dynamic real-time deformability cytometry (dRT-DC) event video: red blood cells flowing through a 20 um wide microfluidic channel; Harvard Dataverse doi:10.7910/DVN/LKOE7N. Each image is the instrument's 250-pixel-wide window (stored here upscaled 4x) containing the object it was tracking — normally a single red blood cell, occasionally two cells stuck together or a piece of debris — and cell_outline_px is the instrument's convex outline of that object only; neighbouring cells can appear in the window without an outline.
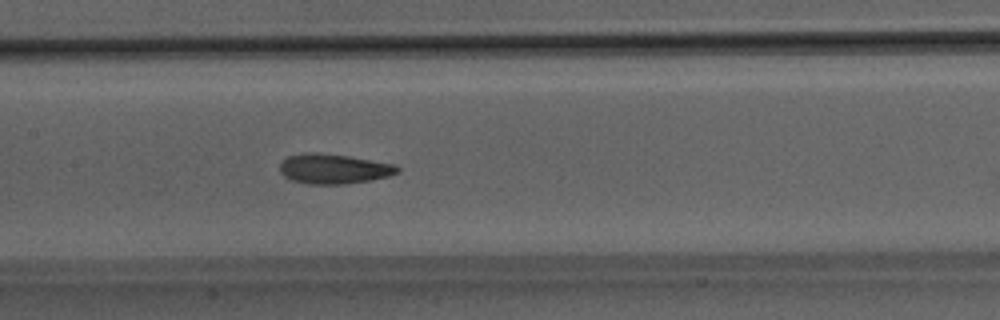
{"species": "Egyptian fruit bat (a non-hibernating species)", "species_latin": "Rousettus aegyptiacus", "temperature_condition": "room temperature", "stored_images_in_passage": 51, "camera_frame_rate_fps": 3000, "um_per_image_px": 0.085, "animal": {"sex": "male"}, "frame": {"image": 1, "passage_image": 25, "time_ms": 8.0, "image_size_px": [1000, 320], "cell_outline_px": [[400, 172], [388, 176], [372, 180], [344, 184], [308, 184], [292, 180], [284, 176], [280, 172], [280, 164], [288, 156], [304, 152], [312, 152], [348, 156], [392, 164], [400, 168]], "centroid_in_image_um": [28.35, 14.36], "position_along_channel_um": 179.1, "area_um2": 20.35}}
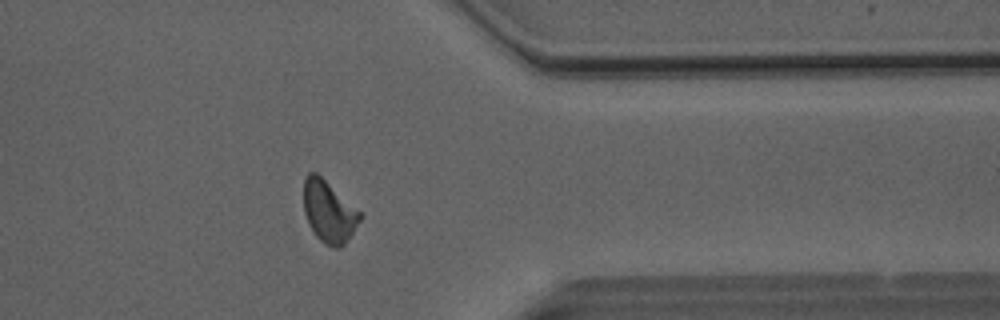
{"frame": {"image": 2, "passage_image": 41, "time_ms": 13.333, "image_size_px": [1000, 320], "cell_outline_px": [[360, 220], [344, 244], [340, 248], [332, 248], [324, 244], [316, 236], [304, 212], [304, 176], [308, 172], [316, 172], [360, 212]], "centroid_in_image_um": [27.92, 17.99], "position_along_channel_um": 383.5, "area_um2": 19.77}}
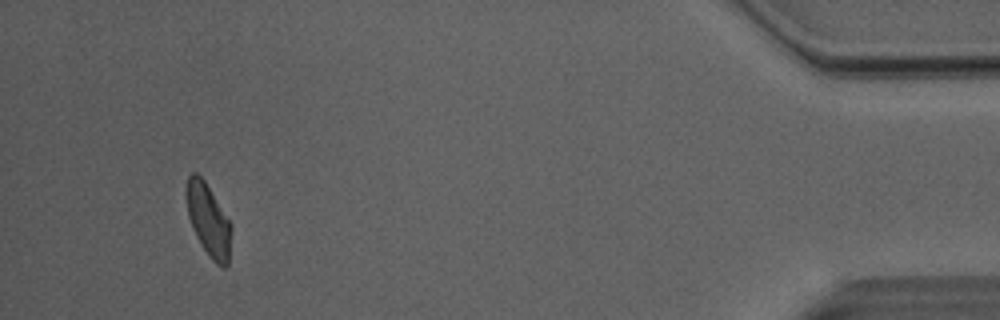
{"frame": {"image": 3, "passage_image": 48, "time_ms": 15.667, "image_size_px": [1000, 320], "cell_outline_px": [[232, 228], [228, 264], [224, 268], [216, 264], [212, 260], [200, 244], [196, 236], [188, 216], [184, 196], [184, 188], [188, 176], [192, 172], [196, 172], [204, 180], [232, 224]], "centroid_in_image_um": [17.69, 18.68], "position_along_channel_um": 417.5, "area_um2": 19.25}, "authors_computed_cell_mechanics": {"area_um2": 20.2878, "velocity_mm_per_s": 4.0419, "shape_relaxation_time_tau1_ms": 5.9306, "shape_relaxation_time_tau2_ms": 1.8115, "deformation_change_tau1": 0.1346, "deformation_change_tau2": 0.0743}}